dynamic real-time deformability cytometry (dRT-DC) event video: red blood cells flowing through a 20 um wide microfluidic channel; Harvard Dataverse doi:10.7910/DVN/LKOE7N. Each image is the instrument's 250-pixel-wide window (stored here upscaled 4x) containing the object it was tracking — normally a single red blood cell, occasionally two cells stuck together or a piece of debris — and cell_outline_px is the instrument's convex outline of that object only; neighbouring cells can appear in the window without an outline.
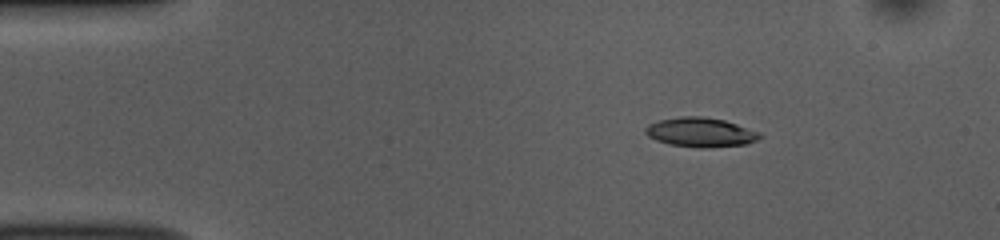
{"species": "common noctule bat (a hibernating species)", "species_latin": "Nyctalus noctula", "temperature_condition": "room temperature", "stored_images_in_passage": 45, "camera_frame_rate_fps": 3000, "um_per_image_px": 0.085, "animal": {"sex": "female", "body_mass_g": 10.0, "forearm_length_mm": 53.1}, "frame": {"image": 1, "passage_image": 1, "time_ms": 0.0, "image_size_px": [1000, 240], "cell_outline_px": [[764, 136], [756, 140], [744, 144], [708, 148], [700, 148], [668, 144], [656, 140], [648, 136], [644, 132], [644, 128], [648, 124], [660, 120], [680, 116], [700, 116], [724, 120], [760, 132]], "centroid_in_image_um": [59.53, 11.25], "position_along_channel_um": 25.5, "area_um2": 19.59}}
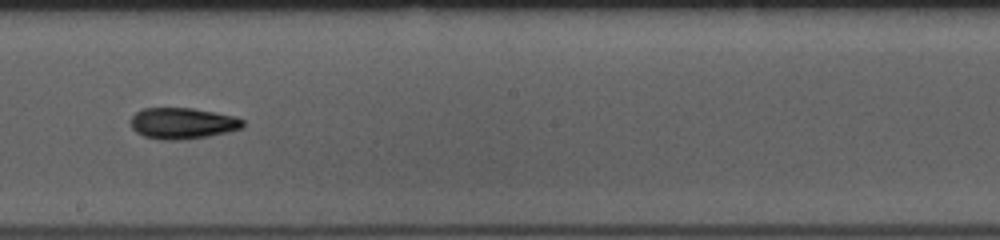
{"frame": {"image": 2, "passage_image": 22, "time_ms": 7.0, "image_size_px": [1000, 240], "cell_outline_px": [[244, 128], [228, 132], [208, 136], [180, 140], [160, 140], [144, 136], [136, 132], [132, 128], [132, 116], [136, 112], [144, 108], [192, 108], [216, 112], [236, 116], [244, 120]], "centroid_in_image_um": [15.56, 10.48], "position_along_channel_um": 232.6, "area_um2": 20.52}}
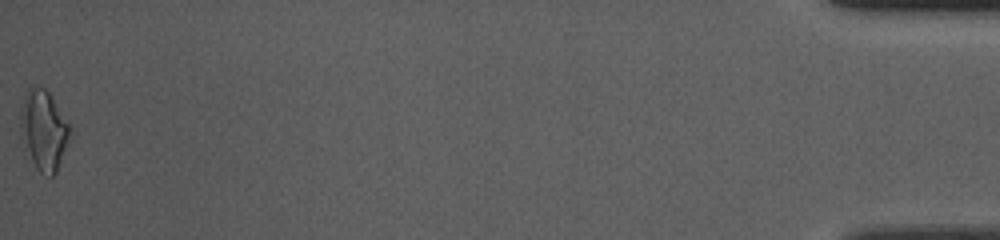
{"frame": {"image": 3, "passage_image": 45, "time_ms": 14.667, "image_size_px": [1000, 240], "cell_outline_px": [[76, 132], [56, 172], [52, 176], [48, 176], [40, 172], [36, 168], [20, 136], [20, 108], [24, 92], [32, 84], [44, 88], [48, 92]], "centroid_in_image_um": [3.76, 11.04], "position_along_channel_um": 431.4, "area_um2": 23.93}, "authors_computed_cell_mechanics": {"area_um2": 19.652, "velocity_mm_per_s": 3.8529, "shape_relaxation_time_tau1_ms": 3.9672, "shape_relaxation_time_tau2_ms": 6.5746, "deformation_change_tau1": 0.1498, "deformation_change_tau2": 0.1722}}